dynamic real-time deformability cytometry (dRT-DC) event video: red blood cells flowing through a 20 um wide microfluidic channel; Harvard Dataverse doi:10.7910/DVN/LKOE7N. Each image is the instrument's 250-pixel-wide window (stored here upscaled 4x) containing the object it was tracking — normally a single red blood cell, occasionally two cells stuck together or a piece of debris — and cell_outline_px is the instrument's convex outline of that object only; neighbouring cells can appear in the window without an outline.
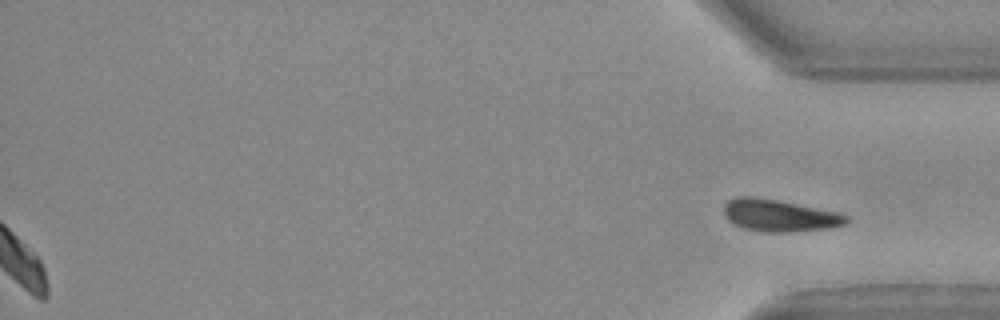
{"species": "Egyptian fruit bat (a non-hibernating species)", "species_latin": "Rousettus aegyptiacus", "temperature_condition": "warm", "stored_images_in_passage": 31, "segment_of_instrument_passage": [2, 2], "camera_frame_rate_fps": 3000, "um_per_image_px": 0.085, "animal": {"sex": "female"}, "frame": {"image": 1, "passage_image": 31, "time_ms": 10.0, "image_size_px": [1000, 320], "cell_outline_px": [[852, 220], [848, 224], [828, 228], [788, 232], [764, 232], [744, 228], [728, 220], [724, 212], [724, 204], [728, 200], [736, 196], [752, 196], [776, 200], [840, 212], [848, 216]], "centroid_in_image_um": [66.3, 18.31], "position_along_channel_um": 368.9, "area_um2": 22.95}}